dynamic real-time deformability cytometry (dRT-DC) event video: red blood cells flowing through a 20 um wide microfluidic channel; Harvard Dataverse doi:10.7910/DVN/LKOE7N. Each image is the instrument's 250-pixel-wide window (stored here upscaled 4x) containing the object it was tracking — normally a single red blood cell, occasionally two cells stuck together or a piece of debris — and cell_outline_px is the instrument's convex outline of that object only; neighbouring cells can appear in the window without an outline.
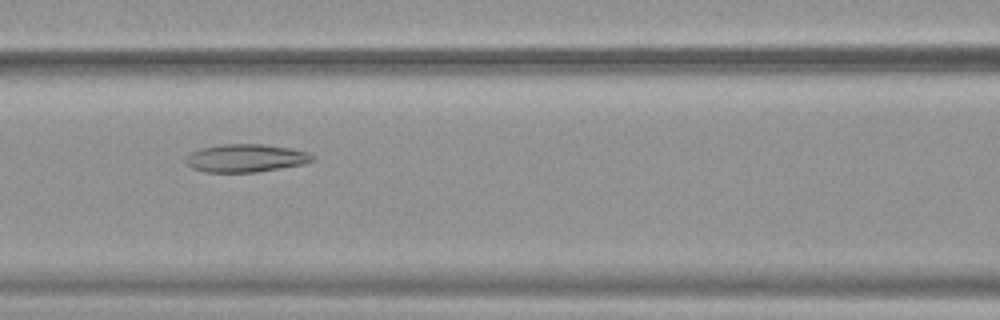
{"species": "common noctule bat (a hibernating species)", "species_latin": "Nyctalus noctula", "temperature_condition": "warm", "stored_images_in_passage": 48, "camera_frame_rate_fps": 3000, "um_per_image_px": 0.085, "animal": {"sex": "female", "body_mass_g": 19.9}, "frame": {"image": 1, "passage_image": 19, "time_ms": 6.0, "image_size_px": [1000, 320], "cell_outline_px": [[316, 160], [304, 164], [256, 172], [204, 172], [192, 168], [184, 160], [184, 156], [200, 148], [220, 144], [264, 144], [292, 148], [308, 152], [316, 156]], "centroid_in_image_um": [20.91, 13.43], "position_along_channel_um": 145.7, "area_um2": 20.92}}
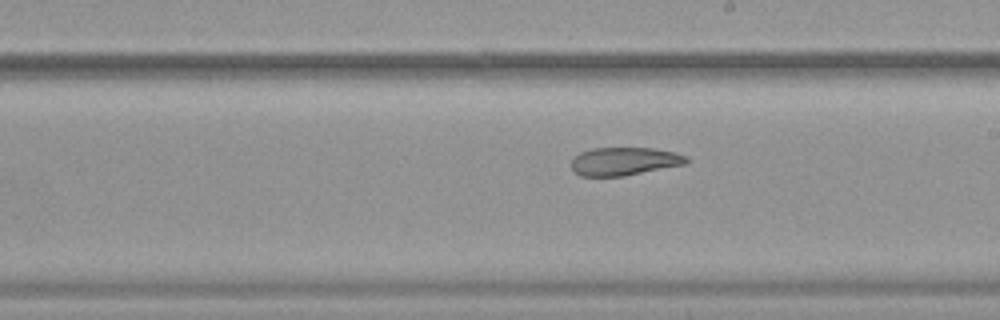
{"frame": {"image": 2, "passage_image": 26, "time_ms": 8.333, "image_size_px": [1000, 320], "cell_outline_px": [[688, 164], [624, 176], [580, 176], [572, 168], [572, 160], [580, 152], [592, 148], [652, 148], [676, 152], [688, 156]], "centroid_in_image_um": [53.12, 13.71], "position_along_channel_um": 235.9, "area_um2": 18.96}}
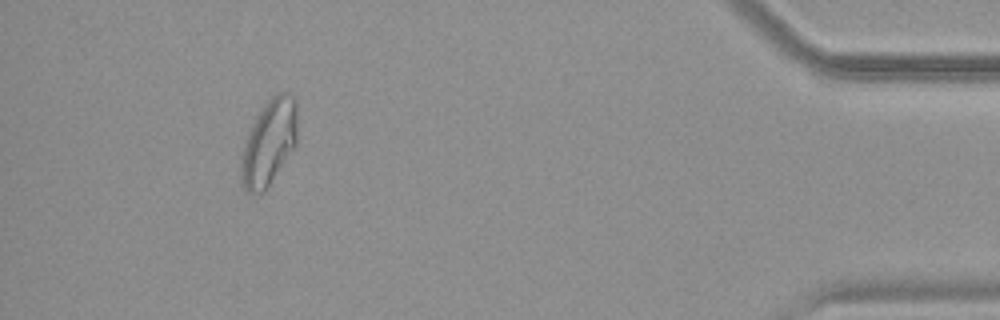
{"frame": {"image": 3, "passage_image": 44, "time_ms": 14.333, "image_size_px": [1000, 320], "cell_outline_px": [[296, 144], [264, 192], [244, 192], [240, 184], [240, 164], [244, 144], [252, 124], [256, 116], [268, 100], [272, 96], [280, 92], [288, 92], [296, 96]], "centroid_in_image_um": [22.84, 12.11], "position_along_channel_um": 412.4, "area_um2": 27.98}, "authors_computed_cell_mechanics": {"area_um2": 25.432, "velocity_mm_per_s": 3.8906, "shape_relaxation_time_tau1_ms": null, "shape_relaxation_time_tau2_ms": 5.2434, "deformation_change_tau1": null, "deformation_change_tau2": 0.1344}}